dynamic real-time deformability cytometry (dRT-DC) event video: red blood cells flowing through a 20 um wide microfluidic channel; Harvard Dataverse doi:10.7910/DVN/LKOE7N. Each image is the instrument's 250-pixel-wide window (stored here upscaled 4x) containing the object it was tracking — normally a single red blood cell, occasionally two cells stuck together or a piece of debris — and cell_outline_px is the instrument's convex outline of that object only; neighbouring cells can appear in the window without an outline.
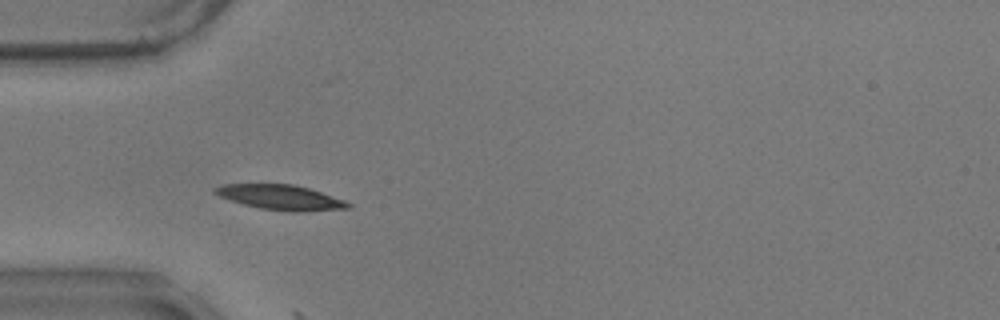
{"species": "common noctule bat (a hibernating species)", "species_latin": "Nyctalus noctula", "temperature_condition": "warm", "stored_images_in_passage": 8, "camera_frame_rate_fps": 3000, "um_per_image_px": 0.085, "animal": {"sex": "male", "body_mass_g": 17.9}, "frame": {"image": 1, "passage_image": 1, "time_ms": 0.0, "image_size_px": [1000, 320], "cell_outline_px": [[352, 208], [300, 212], [288, 212], [260, 208], [244, 204], [220, 196], [212, 192], [212, 188], [224, 184], [296, 184], [344, 200], [352, 204]], "centroid_in_image_um": [23.87, 16.78], "position_along_channel_um": 61.1, "area_um2": 19.36}}
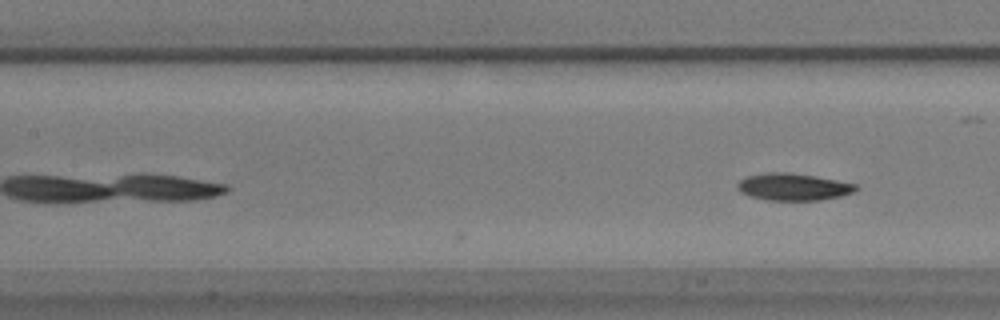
{"frame": {"image": 2, "passage_image": 8, "time_ms": 2.333, "image_size_px": [1000, 320], "cell_outline_px": [[860, 188], [852, 192], [840, 196], [820, 200], [768, 200], [748, 196], [740, 192], [736, 188], [736, 184], [740, 180], [748, 176], [764, 172], [788, 172], [816, 176], [856, 184]], "centroid_in_image_um": [67.39, 15.88], "position_along_channel_um": 140.0, "area_um2": 18.79}}